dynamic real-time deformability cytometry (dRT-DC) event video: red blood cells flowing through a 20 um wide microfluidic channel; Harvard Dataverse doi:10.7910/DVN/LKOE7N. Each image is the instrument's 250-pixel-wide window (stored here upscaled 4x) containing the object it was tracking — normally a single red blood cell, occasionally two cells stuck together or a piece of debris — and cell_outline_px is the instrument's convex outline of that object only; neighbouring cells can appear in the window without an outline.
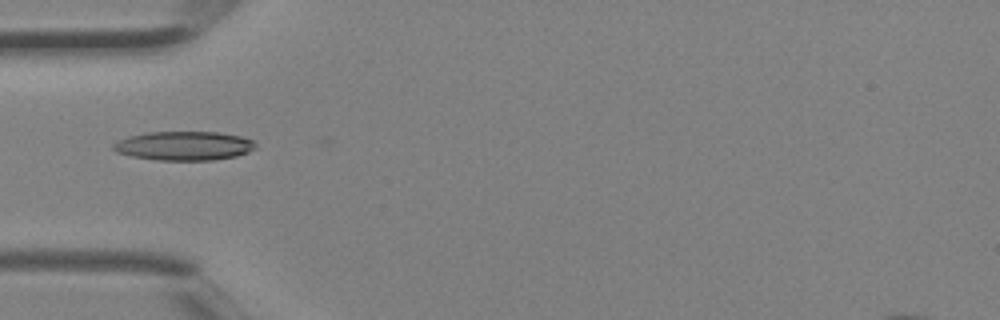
{"species": "Egyptian fruit bat (a non-hibernating species)", "species_latin": "Rousettus aegyptiacus", "temperature_condition": "room temperature", "stored_images_in_passage": 4, "camera_frame_rate_fps": 3000, "um_per_image_px": 0.085, "animal": {"sex": "female"}, "frame": {"image": 1, "passage_image": 4, "time_ms": 1.0, "image_size_px": [1000, 320], "cell_outline_px": [[256, 148], [248, 152], [236, 156], [212, 160], [156, 160], [132, 156], [116, 152], [112, 148], [112, 144], [128, 136], [148, 132], [216, 132], [240, 136], [252, 140], [256, 144]], "centroid_in_image_um": [15.63, 12.39], "position_along_channel_um": 69.4, "area_um2": 23.99}}